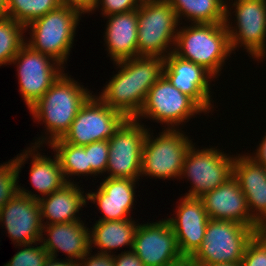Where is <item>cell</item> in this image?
Wrapping results in <instances>:
<instances>
[{"mask_svg": "<svg viewBox=\"0 0 266 266\" xmlns=\"http://www.w3.org/2000/svg\"><path fill=\"white\" fill-rule=\"evenodd\" d=\"M114 64L120 70L103 87L98 98L127 118H135L149 89L164 75L165 59L137 56Z\"/></svg>", "mask_w": 266, "mask_h": 266, "instance_id": "1", "label": "cell"}, {"mask_svg": "<svg viewBox=\"0 0 266 266\" xmlns=\"http://www.w3.org/2000/svg\"><path fill=\"white\" fill-rule=\"evenodd\" d=\"M67 74L62 73L49 90L29 108L34 120L42 121L49 135L47 136L45 132L46 137L37 138L38 140L32 145L41 147L46 142L50 145L54 140L62 138L78 111L92 96L90 90L88 91Z\"/></svg>", "mask_w": 266, "mask_h": 266, "instance_id": "2", "label": "cell"}, {"mask_svg": "<svg viewBox=\"0 0 266 266\" xmlns=\"http://www.w3.org/2000/svg\"><path fill=\"white\" fill-rule=\"evenodd\" d=\"M173 53L202 66L215 78L231 55L229 33L224 23L179 26Z\"/></svg>", "mask_w": 266, "mask_h": 266, "instance_id": "3", "label": "cell"}, {"mask_svg": "<svg viewBox=\"0 0 266 266\" xmlns=\"http://www.w3.org/2000/svg\"><path fill=\"white\" fill-rule=\"evenodd\" d=\"M80 16L76 11L60 5L25 26L26 31L27 28L30 29V39H26L25 44L64 66L73 45Z\"/></svg>", "mask_w": 266, "mask_h": 266, "instance_id": "4", "label": "cell"}, {"mask_svg": "<svg viewBox=\"0 0 266 266\" xmlns=\"http://www.w3.org/2000/svg\"><path fill=\"white\" fill-rule=\"evenodd\" d=\"M260 230L234 221L209 219L203 242L190 260L195 266L240 263L247 244Z\"/></svg>", "mask_w": 266, "mask_h": 266, "instance_id": "5", "label": "cell"}, {"mask_svg": "<svg viewBox=\"0 0 266 266\" xmlns=\"http://www.w3.org/2000/svg\"><path fill=\"white\" fill-rule=\"evenodd\" d=\"M179 25L175 10L166 0L140 4L138 56L165 58L172 53Z\"/></svg>", "mask_w": 266, "mask_h": 266, "instance_id": "6", "label": "cell"}, {"mask_svg": "<svg viewBox=\"0 0 266 266\" xmlns=\"http://www.w3.org/2000/svg\"><path fill=\"white\" fill-rule=\"evenodd\" d=\"M182 132L177 128H164L154 139L147 131L142 147L141 177L144 175L164 180L180 179L184 158L193 143Z\"/></svg>", "mask_w": 266, "mask_h": 266, "instance_id": "7", "label": "cell"}, {"mask_svg": "<svg viewBox=\"0 0 266 266\" xmlns=\"http://www.w3.org/2000/svg\"><path fill=\"white\" fill-rule=\"evenodd\" d=\"M228 5L229 2L225 5L224 24L229 33L232 51L242 46L253 59L257 61L264 59L266 56V0H234L232 4L236 17L234 24L237 25L234 27L230 25L232 15Z\"/></svg>", "mask_w": 266, "mask_h": 266, "instance_id": "8", "label": "cell"}, {"mask_svg": "<svg viewBox=\"0 0 266 266\" xmlns=\"http://www.w3.org/2000/svg\"><path fill=\"white\" fill-rule=\"evenodd\" d=\"M194 146L195 143L186 153L180 178H188L187 180L192 181L189 193L185 196L200 198L221 186L233 175L235 156L226 155L224 151L217 148L200 150Z\"/></svg>", "mask_w": 266, "mask_h": 266, "instance_id": "9", "label": "cell"}, {"mask_svg": "<svg viewBox=\"0 0 266 266\" xmlns=\"http://www.w3.org/2000/svg\"><path fill=\"white\" fill-rule=\"evenodd\" d=\"M205 111L188 95L182 93L163 75L147 93L142 109L135 117L149 118L167 124L168 129L188 122L195 114ZM188 120V121H187ZM182 123V124H181ZM171 125V126H170Z\"/></svg>", "mask_w": 266, "mask_h": 266, "instance_id": "10", "label": "cell"}, {"mask_svg": "<svg viewBox=\"0 0 266 266\" xmlns=\"http://www.w3.org/2000/svg\"><path fill=\"white\" fill-rule=\"evenodd\" d=\"M126 119L123 113L110 108L94 94L78 111L61 139L78 146L109 140Z\"/></svg>", "mask_w": 266, "mask_h": 266, "instance_id": "11", "label": "cell"}, {"mask_svg": "<svg viewBox=\"0 0 266 266\" xmlns=\"http://www.w3.org/2000/svg\"><path fill=\"white\" fill-rule=\"evenodd\" d=\"M149 129L135 118H127L122 123L108 140V178L140 179L142 147Z\"/></svg>", "mask_w": 266, "mask_h": 266, "instance_id": "12", "label": "cell"}, {"mask_svg": "<svg viewBox=\"0 0 266 266\" xmlns=\"http://www.w3.org/2000/svg\"><path fill=\"white\" fill-rule=\"evenodd\" d=\"M16 64L19 91L28 109L33 106L64 72V67L52 57L24 44L11 64Z\"/></svg>", "mask_w": 266, "mask_h": 266, "instance_id": "13", "label": "cell"}, {"mask_svg": "<svg viewBox=\"0 0 266 266\" xmlns=\"http://www.w3.org/2000/svg\"><path fill=\"white\" fill-rule=\"evenodd\" d=\"M132 251L145 266H166L183 257L167 219L138 225Z\"/></svg>", "mask_w": 266, "mask_h": 266, "instance_id": "14", "label": "cell"}, {"mask_svg": "<svg viewBox=\"0 0 266 266\" xmlns=\"http://www.w3.org/2000/svg\"><path fill=\"white\" fill-rule=\"evenodd\" d=\"M1 223L16 246L39 244L43 234L39 201L32 196L16 193L0 209V225Z\"/></svg>", "mask_w": 266, "mask_h": 266, "instance_id": "15", "label": "cell"}, {"mask_svg": "<svg viewBox=\"0 0 266 266\" xmlns=\"http://www.w3.org/2000/svg\"><path fill=\"white\" fill-rule=\"evenodd\" d=\"M164 76L182 93L191 97L207 114L211 111L210 82L215 78L200 65L184 60L173 52L165 58Z\"/></svg>", "mask_w": 266, "mask_h": 266, "instance_id": "16", "label": "cell"}, {"mask_svg": "<svg viewBox=\"0 0 266 266\" xmlns=\"http://www.w3.org/2000/svg\"><path fill=\"white\" fill-rule=\"evenodd\" d=\"M181 198L176 207V216L167 218L176 236L183 257L191 258L200 248L209 217L200 198Z\"/></svg>", "mask_w": 266, "mask_h": 266, "instance_id": "17", "label": "cell"}, {"mask_svg": "<svg viewBox=\"0 0 266 266\" xmlns=\"http://www.w3.org/2000/svg\"><path fill=\"white\" fill-rule=\"evenodd\" d=\"M200 199L210 219L234 221L252 229H263L251 217L246 197L233 175Z\"/></svg>", "mask_w": 266, "mask_h": 266, "instance_id": "18", "label": "cell"}, {"mask_svg": "<svg viewBox=\"0 0 266 266\" xmlns=\"http://www.w3.org/2000/svg\"><path fill=\"white\" fill-rule=\"evenodd\" d=\"M233 176L246 197L251 217L266 229V167L258 164L249 153L239 154L234 158Z\"/></svg>", "mask_w": 266, "mask_h": 266, "instance_id": "19", "label": "cell"}, {"mask_svg": "<svg viewBox=\"0 0 266 266\" xmlns=\"http://www.w3.org/2000/svg\"><path fill=\"white\" fill-rule=\"evenodd\" d=\"M39 148L40 146L33 145L31 148H28L13 159L17 172L20 173L25 161L28 160L27 158L30 156L32 157L30 166V182L38 191V194L40 193L42 197L20 187V185H18V192L28 197L32 196L35 200L48 196L67 183L60 161L56 154L53 156L54 158L51 159L48 156L46 157V155H41L37 150Z\"/></svg>", "mask_w": 266, "mask_h": 266, "instance_id": "20", "label": "cell"}, {"mask_svg": "<svg viewBox=\"0 0 266 266\" xmlns=\"http://www.w3.org/2000/svg\"><path fill=\"white\" fill-rule=\"evenodd\" d=\"M96 192H87V200L98 205L103 216L98 221L131 219L134 208L135 186L139 180L104 177Z\"/></svg>", "mask_w": 266, "mask_h": 266, "instance_id": "21", "label": "cell"}, {"mask_svg": "<svg viewBox=\"0 0 266 266\" xmlns=\"http://www.w3.org/2000/svg\"><path fill=\"white\" fill-rule=\"evenodd\" d=\"M81 220L43 225L41 243L49 257L56 258L57 252L67 254L70 261L78 263L90 250L89 231ZM47 235L46 239L43 237ZM59 250V251H58Z\"/></svg>", "mask_w": 266, "mask_h": 266, "instance_id": "22", "label": "cell"}, {"mask_svg": "<svg viewBox=\"0 0 266 266\" xmlns=\"http://www.w3.org/2000/svg\"><path fill=\"white\" fill-rule=\"evenodd\" d=\"M108 17V18H107ZM107 25L104 41L108 56L119 62L138 56V9L106 16Z\"/></svg>", "mask_w": 266, "mask_h": 266, "instance_id": "23", "label": "cell"}, {"mask_svg": "<svg viewBox=\"0 0 266 266\" xmlns=\"http://www.w3.org/2000/svg\"><path fill=\"white\" fill-rule=\"evenodd\" d=\"M74 183L73 181L66 183L60 189L38 200L42 225L81 220L76 213L86 205L87 195H84V190H81L83 188Z\"/></svg>", "mask_w": 266, "mask_h": 266, "instance_id": "24", "label": "cell"}, {"mask_svg": "<svg viewBox=\"0 0 266 266\" xmlns=\"http://www.w3.org/2000/svg\"><path fill=\"white\" fill-rule=\"evenodd\" d=\"M132 218L127 220L96 221L89 231L90 250L111 255V250L129 246L132 250L135 233L139 224ZM93 245V246H92Z\"/></svg>", "mask_w": 266, "mask_h": 266, "instance_id": "25", "label": "cell"}, {"mask_svg": "<svg viewBox=\"0 0 266 266\" xmlns=\"http://www.w3.org/2000/svg\"><path fill=\"white\" fill-rule=\"evenodd\" d=\"M175 10L178 21L187 18L191 24L224 23L225 4L221 0H166ZM193 21V22H192Z\"/></svg>", "mask_w": 266, "mask_h": 266, "instance_id": "26", "label": "cell"}, {"mask_svg": "<svg viewBox=\"0 0 266 266\" xmlns=\"http://www.w3.org/2000/svg\"><path fill=\"white\" fill-rule=\"evenodd\" d=\"M49 146L58 157L61 168L66 177L67 183H71V176H88L90 174V165H88L85 146L66 143L64 140H54ZM88 174V175H87Z\"/></svg>", "mask_w": 266, "mask_h": 266, "instance_id": "27", "label": "cell"}, {"mask_svg": "<svg viewBox=\"0 0 266 266\" xmlns=\"http://www.w3.org/2000/svg\"><path fill=\"white\" fill-rule=\"evenodd\" d=\"M25 26L9 17H0V66L10 65L25 44Z\"/></svg>", "mask_w": 266, "mask_h": 266, "instance_id": "28", "label": "cell"}, {"mask_svg": "<svg viewBox=\"0 0 266 266\" xmlns=\"http://www.w3.org/2000/svg\"><path fill=\"white\" fill-rule=\"evenodd\" d=\"M60 5L59 0H8L7 17L26 26Z\"/></svg>", "mask_w": 266, "mask_h": 266, "instance_id": "29", "label": "cell"}, {"mask_svg": "<svg viewBox=\"0 0 266 266\" xmlns=\"http://www.w3.org/2000/svg\"><path fill=\"white\" fill-rule=\"evenodd\" d=\"M19 173L11 159L0 165V209L18 193Z\"/></svg>", "mask_w": 266, "mask_h": 266, "instance_id": "30", "label": "cell"}, {"mask_svg": "<svg viewBox=\"0 0 266 266\" xmlns=\"http://www.w3.org/2000/svg\"><path fill=\"white\" fill-rule=\"evenodd\" d=\"M22 246L4 266H44L47 258L49 257L48 252L44 249L43 245L34 247L32 243L17 245Z\"/></svg>", "mask_w": 266, "mask_h": 266, "instance_id": "31", "label": "cell"}, {"mask_svg": "<svg viewBox=\"0 0 266 266\" xmlns=\"http://www.w3.org/2000/svg\"><path fill=\"white\" fill-rule=\"evenodd\" d=\"M241 266H266V229L260 230L247 244Z\"/></svg>", "mask_w": 266, "mask_h": 266, "instance_id": "32", "label": "cell"}, {"mask_svg": "<svg viewBox=\"0 0 266 266\" xmlns=\"http://www.w3.org/2000/svg\"><path fill=\"white\" fill-rule=\"evenodd\" d=\"M88 165H90V175L106 173L109 155L108 140L93 142L85 146Z\"/></svg>", "mask_w": 266, "mask_h": 266, "instance_id": "33", "label": "cell"}, {"mask_svg": "<svg viewBox=\"0 0 266 266\" xmlns=\"http://www.w3.org/2000/svg\"><path fill=\"white\" fill-rule=\"evenodd\" d=\"M100 5L103 17L137 10L139 7L136 0H96L94 10Z\"/></svg>", "mask_w": 266, "mask_h": 266, "instance_id": "34", "label": "cell"}, {"mask_svg": "<svg viewBox=\"0 0 266 266\" xmlns=\"http://www.w3.org/2000/svg\"><path fill=\"white\" fill-rule=\"evenodd\" d=\"M90 252H92V250H89L88 253L79 260L77 266H115L113 254L96 253L91 255Z\"/></svg>", "mask_w": 266, "mask_h": 266, "instance_id": "35", "label": "cell"}, {"mask_svg": "<svg viewBox=\"0 0 266 266\" xmlns=\"http://www.w3.org/2000/svg\"><path fill=\"white\" fill-rule=\"evenodd\" d=\"M62 6L72 9L82 16V13L94 11L96 0H59Z\"/></svg>", "mask_w": 266, "mask_h": 266, "instance_id": "36", "label": "cell"}, {"mask_svg": "<svg viewBox=\"0 0 266 266\" xmlns=\"http://www.w3.org/2000/svg\"><path fill=\"white\" fill-rule=\"evenodd\" d=\"M115 266H145L138 256L132 251H122L117 256L114 255Z\"/></svg>", "mask_w": 266, "mask_h": 266, "instance_id": "37", "label": "cell"}, {"mask_svg": "<svg viewBox=\"0 0 266 266\" xmlns=\"http://www.w3.org/2000/svg\"><path fill=\"white\" fill-rule=\"evenodd\" d=\"M256 150L257 151L253 154V157L251 156V158L258 164L266 167V135L262 138V141Z\"/></svg>", "mask_w": 266, "mask_h": 266, "instance_id": "38", "label": "cell"}, {"mask_svg": "<svg viewBox=\"0 0 266 266\" xmlns=\"http://www.w3.org/2000/svg\"><path fill=\"white\" fill-rule=\"evenodd\" d=\"M44 266H77V263L69 259L59 260V258L48 257Z\"/></svg>", "mask_w": 266, "mask_h": 266, "instance_id": "39", "label": "cell"}, {"mask_svg": "<svg viewBox=\"0 0 266 266\" xmlns=\"http://www.w3.org/2000/svg\"><path fill=\"white\" fill-rule=\"evenodd\" d=\"M166 266H195V265L192 263L189 257H182L178 261Z\"/></svg>", "mask_w": 266, "mask_h": 266, "instance_id": "40", "label": "cell"}, {"mask_svg": "<svg viewBox=\"0 0 266 266\" xmlns=\"http://www.w3.org/2000/svg\"><path fill=\"white\" fill-rule=\"evenodd\" d=\"M8 0H0V17H7Z\"/></svg>", "mask_w": 266, "mask_h": 266, "instance_id": "41", "label": "cell"}, {"mask_svg": "<svg viewBox=\"0 0 266 266\" xmlns=\"http://www.w3.org/2000/svg\"><path fill=\"white\" fill-rule=\"evenodd\" d=\"M199 266H241L240 263H216L209 265H199Z\"/></svg>", "mask_w": 266, "mask_h": 266, "instance_id": "42", "label": "cell"}, {"mask_svg": "<svg viewBox=\"0 0 266 266\" xmlns=\"http://www.w3.org/2000/svg\"><path fill=\"white\" fill-rule=\"evenodd\" d=\"M156 0H136V2L140 5V4H143V3H148V2H154Z\"/></svg>", "mask_w": 266, "mask_h": 266, "instance_id": "43", "label": "cell"}, {"mask_svg": "<svg viewBox=\"0 0 266 266\" xmlns=\"http://www.w3.org/2000/svg\"><path fill=\"white\" fill-rule=\"evenodd\" d=\"M221 1L226 5V3H227L226 1H227V0H221Z\"/></svg>", "mask_w": 266, "mask_h": 266, "instance_id": "44", "label": "cell"}]
</instances>
